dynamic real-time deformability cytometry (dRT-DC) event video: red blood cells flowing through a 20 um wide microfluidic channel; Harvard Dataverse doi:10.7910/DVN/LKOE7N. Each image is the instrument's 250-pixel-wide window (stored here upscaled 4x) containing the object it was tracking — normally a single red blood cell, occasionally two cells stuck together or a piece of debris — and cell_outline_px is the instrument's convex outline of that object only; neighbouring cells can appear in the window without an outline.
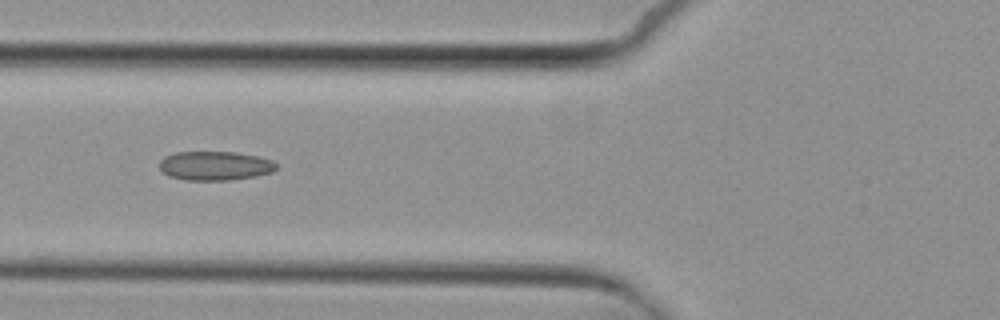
{"species": "common noctule bat (a hibernating species)", "species_latin": "Nyctalus noctula", "temperature_condition": "cold", "stored_images_in_passage": 7, "camera_frame_rate_fps": 3000, "um_per_image_px": 0.085, "animal": {"sex": "female", "body_mass_g": 29.2, "forearm_length_mm": 56.3}, "frame": {"image": 1, "passage_image": 5, "time_ms": 5.667, "image_size_px": [1000, 320], "cell_outline_px": [[276, 168], [272, 172], [252, 176], [228, 180], [184, 180], [168, 176], [160, 168], [160, 160], [164, 156], [176, 152], [236, 152], [256, 156], [272, 160], [276, 164]], "centroid_in_image_um": [18.24, 14.08], "position_along_channel_um": 107.6, "area_um2": 19.65}}
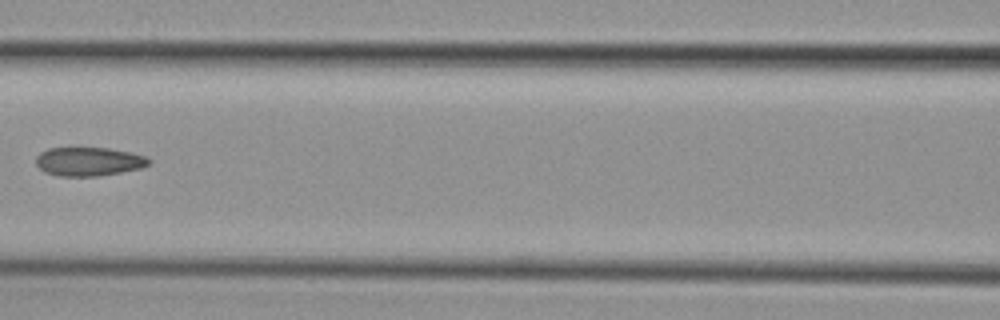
{"frame": {"image": 2, "passage_image": 6, "time_ms": 7.0, "image_size_px": [1000, 320], "cell_outline_px": [[152, 160], [148, 164], [140, 168], [100, 176], [56, 176], [44, 172], [36, 164], [36, 156], [40, 152], [48, 148], [108, 148], [132, 152], [148, 156]], "centroid_in_image_um": [7.55, 13.73], "position_along_channel_um": 159.1, "area_um2": 19.07}}
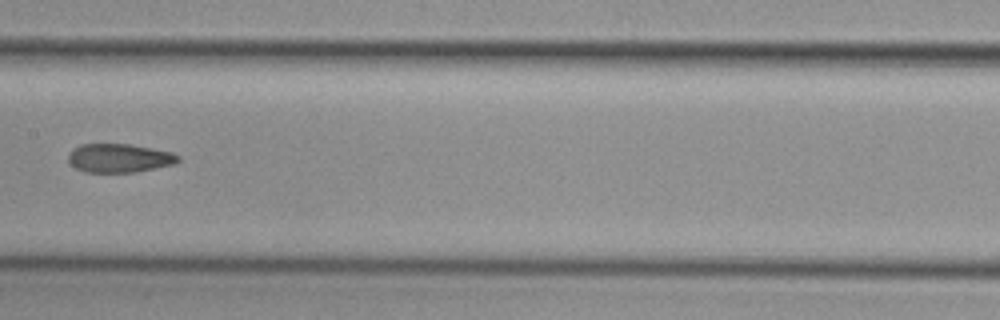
{"frame": {"image": 3, "passage_image": 7, "time_ms": 8.0, "image_size_px": [1000, 320], "cell_outline_px": [[180, 160], [176, 164], [136, 172], [84, 172], [76, 168], [68, 160], [68, 156], [72, 148], [80, 144], [128, 144], [152, 148], [172, 152], [180, 156]], "centroid_in_image_um": [10.16, 13.43], "position_along_channel_um": 197.2, "area_um2": 18.5}}